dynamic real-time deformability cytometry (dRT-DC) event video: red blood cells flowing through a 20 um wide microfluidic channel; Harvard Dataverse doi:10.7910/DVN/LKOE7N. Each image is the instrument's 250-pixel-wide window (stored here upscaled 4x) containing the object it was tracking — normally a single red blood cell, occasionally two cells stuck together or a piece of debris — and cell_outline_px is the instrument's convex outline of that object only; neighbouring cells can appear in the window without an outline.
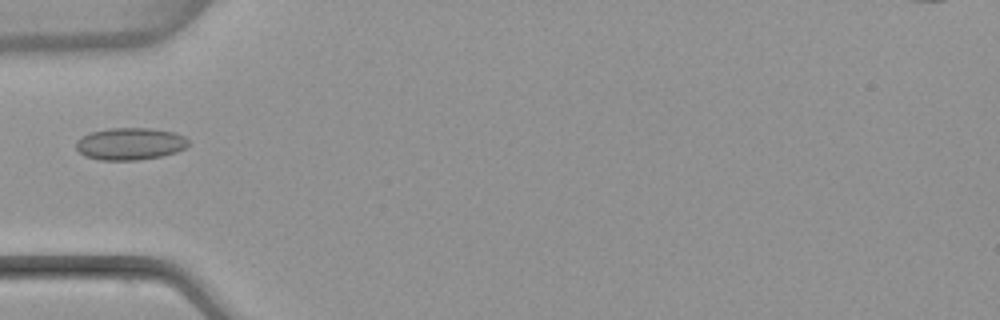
{"species": "common noctule bat (a hibernating species)", "species_latin": "Nyctalus noctula", "temperature_condition": "warm", "stored_images_in_passage": 5, "camera_frame_rate_fps": 3000, "um_per_image_px": 0.085, "animal": {"sex": "female", "body_mass_g": 22.7, "forearm_length_mm": 54.2}, "frame": {"image": 1, "passage_image": 5, "time_ms": 4.667, "image_size_px": [1000, 320], "cell_outline_px": [[188, 144], [184, 148], [176, 152], [160, 156], [140, 160], [100, 160], [84, 156], [76, 148], [76, 140], [92, 132], [108, 128], [152, 128], [176, 132], [184, 136], [188, 140]], "centroid_in_image_um": [11.06, 12.22], "position_along_channel_um": 73.9, "area_um2": 21.1}}